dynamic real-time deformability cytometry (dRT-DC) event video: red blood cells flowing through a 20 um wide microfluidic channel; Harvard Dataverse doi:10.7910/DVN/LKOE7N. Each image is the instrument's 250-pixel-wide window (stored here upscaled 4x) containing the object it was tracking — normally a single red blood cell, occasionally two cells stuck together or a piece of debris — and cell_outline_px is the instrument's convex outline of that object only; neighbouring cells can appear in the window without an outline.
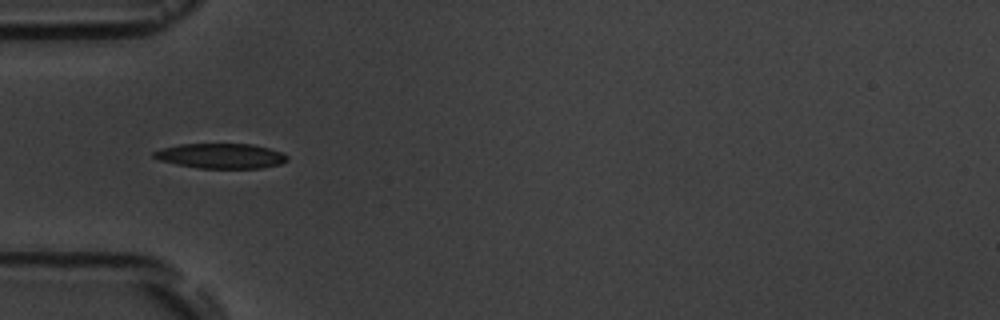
{"species": "common noctule bat (a hibernating species)", "species_latin": "Nyctalus noctula", "temperature_condition": "room temperature", "stored_images_in_passage": 8, "camera_frame_rate_fps": 3000, "um_per_image_px": 0.085, "animal": {"sex": "male", "body_mass_g": 19.5, "forearm_length_mm": 54.6}, "frame": {"image": 1, "passage_image": 2, "time_ms": 1.0, "image_size_px": [1000, 320], "cell_outline_px": [[288, 160], [280, 164], [260, 168], [200, 168], [176, 164], [160, 160], [152, 156], [152, 152], [160, 148], [180, 144], [252, 144], [284, 152], [288, 156]], "centroid_in_image_um": [18.78, 13.25], "position_along_channel_um": 66.2, "area_um2": 19.48}}
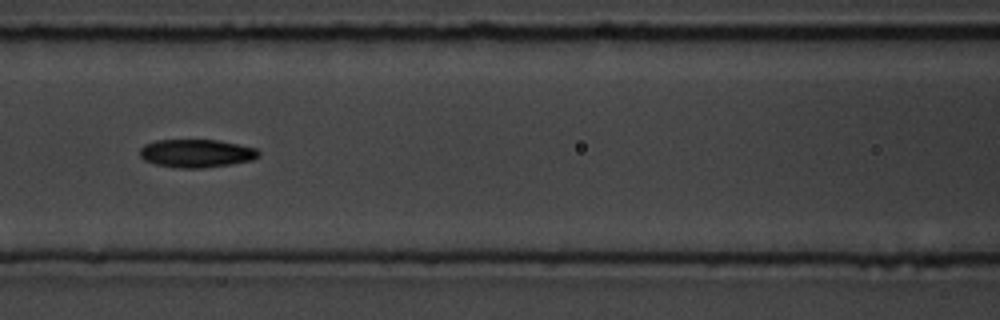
{"frame": {"image": 2, "passage_image": 4, "time_ms": 3.333, "image_size_px": [1000, 320], "cell_outline_px": [[260, 156], [252, 160], [232, 164], [204, 168], [176, 168], [156, 164], [144, 160], [140, 156], [140, 148], [144, 144], [156, 140], [216, 140], [256, 148], [260, 152]], "centroid_in_image_um": [16.69, 13.04], "position_along_channel_um": 149.9, "area_um2": 19.54}}
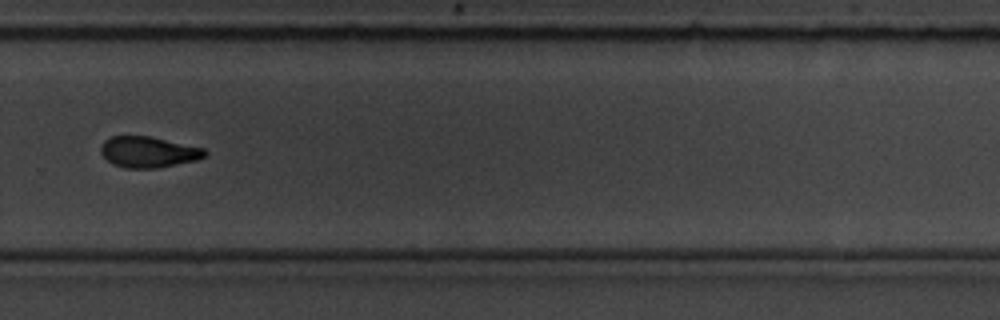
{"frame": {"image": 3, "passage_image": 8, "time_ms": 8.0, "image_size_px": [1000, 320], "cell_outline_px": [[208, 156], [196, 160], [156, 168], [124, 168], [112, 164], [100, 152], [100, 148], [104, 140], [112, 136], [152, 136], [204, 148], [208, 152]], "centroid_in_image_um": [12.63, 12.91], "position_along_channel_um": 317.2, "area_um2": 18.9}}